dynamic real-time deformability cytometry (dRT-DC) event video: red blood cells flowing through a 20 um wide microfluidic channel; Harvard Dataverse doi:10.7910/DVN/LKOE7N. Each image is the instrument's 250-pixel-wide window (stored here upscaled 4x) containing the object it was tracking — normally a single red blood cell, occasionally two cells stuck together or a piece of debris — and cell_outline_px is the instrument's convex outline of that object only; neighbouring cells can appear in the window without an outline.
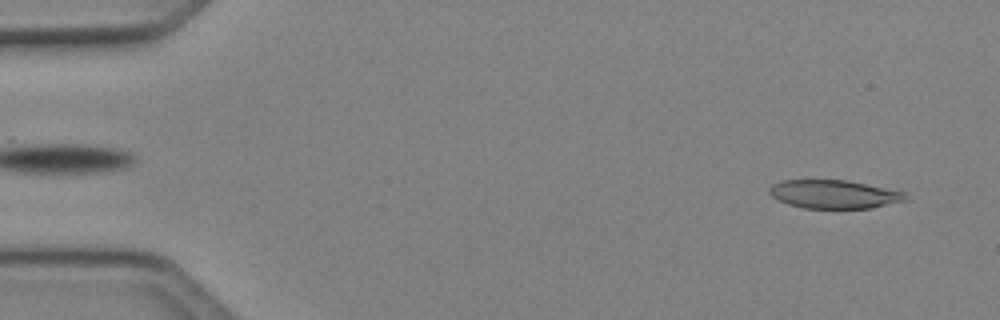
{"species": "Egyptian fruit bat (a non-hibernating species)", "species_latin": "Rousettus aegyptiacus", "temperature_condition": "cold", "stored_images_in_passage": 4, "camera_frame_rate_fps": 3000, "um_per_image_px": 0.085, "animal": {"sex": "female"}, "frame": {"image": 1, "passage_image": 1, "time_ms": 0.0, "image_size_px": [1000, 320], "cell_outline_px": [[912, 200], [872, 208], [804, 208], [788, 204], [772, 196], [768, 192], [768, 188], [772, 184], [784, 180], [848, 180], [904, 192]], "centroid_in_image_um": [70.94, 16.51], "position_along_channel_um": 14.1, "area_um2": 22.72}}
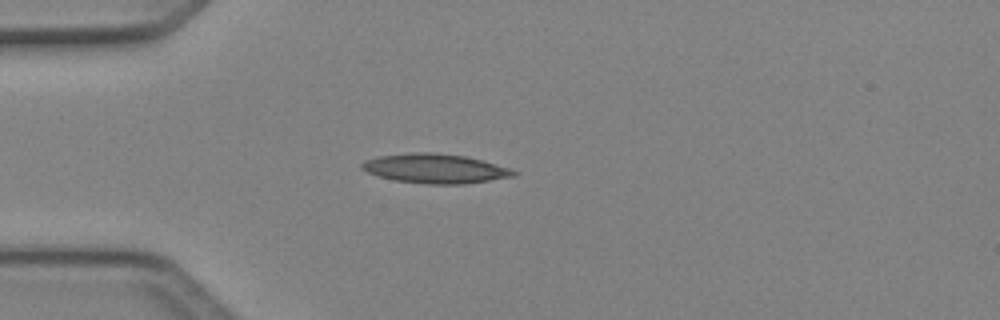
{"frame": {"image": 2, "passage_image": 3, "time_ms": 0.667, "image_size_px": [1000, 320], "cell_outline_px": [[520, 172], [516, 176], [464, 184], [428, 184], [396, 180], [380, 176], [368, 172], [360, 168], [360, 164], [364, 160], [380, 156], [408, 152], [432, 152], [464, 156], [480, 160], [508, 168]], "centroid_in_image_um": [36.98, 14.32], "position_along_channel_um": 48.0, "area_um2": 25.84}}